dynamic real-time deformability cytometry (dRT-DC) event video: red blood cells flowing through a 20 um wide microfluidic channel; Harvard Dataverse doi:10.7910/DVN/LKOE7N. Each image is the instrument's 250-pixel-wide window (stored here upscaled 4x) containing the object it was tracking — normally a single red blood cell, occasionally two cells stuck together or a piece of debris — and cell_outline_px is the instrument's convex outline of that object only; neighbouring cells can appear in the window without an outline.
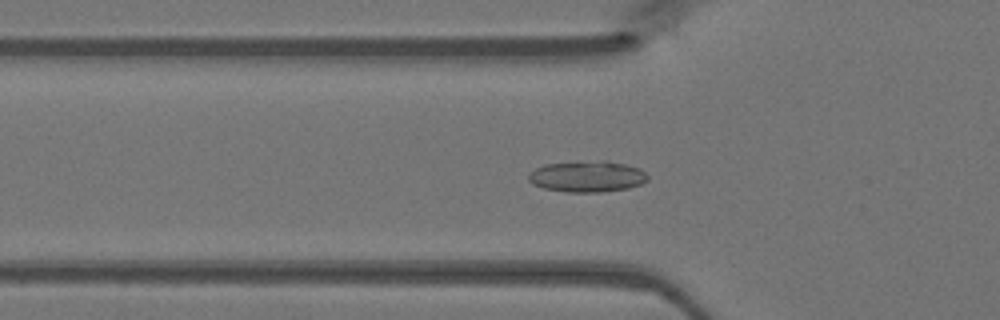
{"species": "Egyptian fruit bat (a non-hibernating species)", "species_latin": "Rousettus aegyptiacus", "temperature_condition": "warm", "stored_images_in_passage": 25, "camera_frame_rate_fps": 3000, "um_per_image_px": 0.085, "animal": {"sex": "female"}, "frame": {"image": 1, "passage_image": 8, "time_ms": 2.333, "image_size_px": [1000, 320], "cell_outline_px": [[648, 180], [640, 184], [628, 188], [600, 192], [568, 192], [544, 188], [532, 184], [528, 180], [528, 172], [544, 164], [604, 160], [608, 160], [640, 168], [648, 176]], "centroid_in_image_um": [49.9, 14.99], "position_along_channel_um": 75.9, "area_um2": 21.68}}
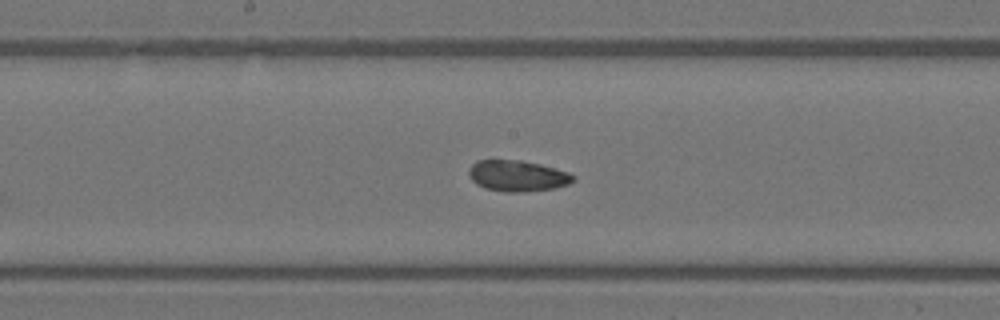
{"frame": {"image": 2, "passage_image": 17, "time_ms": 5.333, "image_size_px": [1000, 320], "cell_outline_px": [[576, 180], [568, 184], [556, 188], [520, 192], [504, 192], [488, 188], [476, 184], [468, 176], [468, 168], [476, 160], [524, 160], [540, 164], [568, 172], [576, 176]], "centroid_in_image_um": [43.99, 14.94], "position_along_channel_um": 204.2, "area_um2": 19.02}}
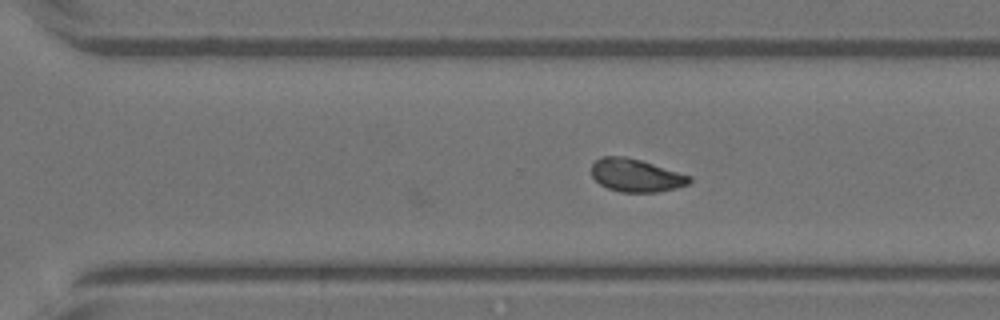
{"frame": {"image": 3, "passage_image": 25, "time_ms": 8.0, "image_size_px": [1000, 320], "cell_outline_px": [[692, 180], [688, 184], [676, 188], [656, 192], [620, 192], [608, 188], [600, 184], [592, 176], [592, 164], [600, 156], [624, 156], [640, 160], [692, 176]], "centroid_in_image_um": [54.05, 14.9], "position_along_channel_um": 316.5, "area_um2": 18.73}}